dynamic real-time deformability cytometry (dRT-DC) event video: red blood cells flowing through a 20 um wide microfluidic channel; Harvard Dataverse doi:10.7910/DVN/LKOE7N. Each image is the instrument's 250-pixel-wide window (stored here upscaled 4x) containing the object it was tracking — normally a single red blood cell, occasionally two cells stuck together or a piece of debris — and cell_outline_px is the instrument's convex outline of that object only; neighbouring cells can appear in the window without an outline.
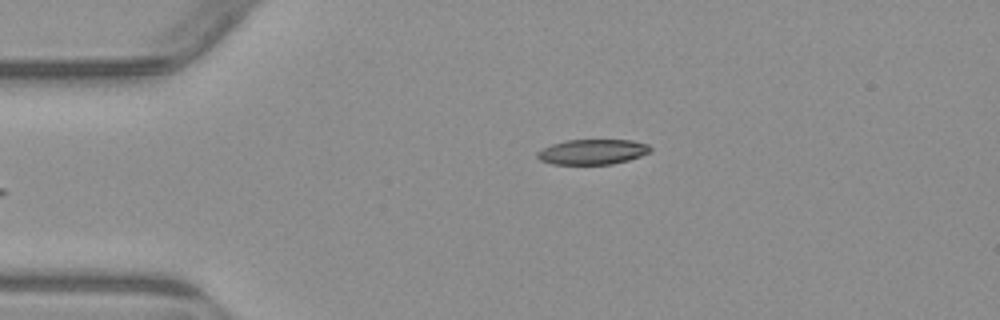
{"species": "common noctule bat (a hibernating species)", "species_latin": "Nyctalus noctula", "temperature_condition": "warm", "stored_images_in_passage": 6, "camera_frame_rate_fps": 3000, "um_per_image_px": 0.085, "animal": {"sex": "male", "body_mass_g": 23.1, "forearm_length_mm": 52.7}, "frame": {"image": 1, "passage_image": 6, "time_ms": 6.0, "image_size_px": [1000, 320], "cell_outline_px": [[652, 148], [648, 152], [640, 156], [628, 160], [612, 164], [552, 164], [540, 160], [536, 156], [536, 152], [552, 144], [564, 140], [632, 140], [648, 144]], "centroid_in_image_um": [50.35, 12.9], "position_along_channel_um": 34.7, "area_um2": 16.53}}